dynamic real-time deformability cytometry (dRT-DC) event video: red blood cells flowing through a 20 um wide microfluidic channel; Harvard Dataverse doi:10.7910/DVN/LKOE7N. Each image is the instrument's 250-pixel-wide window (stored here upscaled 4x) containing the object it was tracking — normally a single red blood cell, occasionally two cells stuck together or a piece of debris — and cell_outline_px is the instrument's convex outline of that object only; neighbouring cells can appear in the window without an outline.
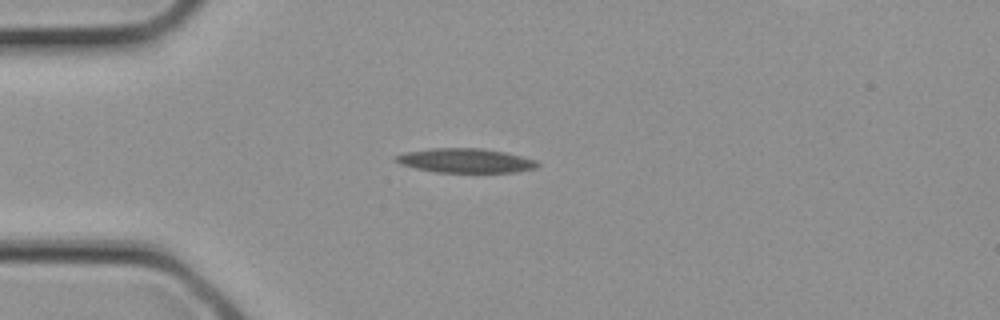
{"species": "common noctule bat (a hibernating species)", "species_latin": "Nyctalus noctula", "temperature_condition": "cold", "stored_images_in_passage": 9, "camera_frame_rate_fps": 3000, "um_per_image_px": 0.085, "animal": {"sex": "female", "body_mass_g": 21.9}, "frame": {"image": 1, "passage_image": 6, "time_ms": 1.667, "image_size_px": [1000, 320], "cell_outline_px": [[540, 164], [536, 168], [516, 172], [436, 172], [416, 168], [400, 164], [392, 160], [392, 156], [404, 152], [432, 148], [480, 148], [504, 152], [536, 160]], "centroid_in_image_um": [39.51, 13.65], "position_along_channel_um": 45.5, "area_um2": 20.11}}
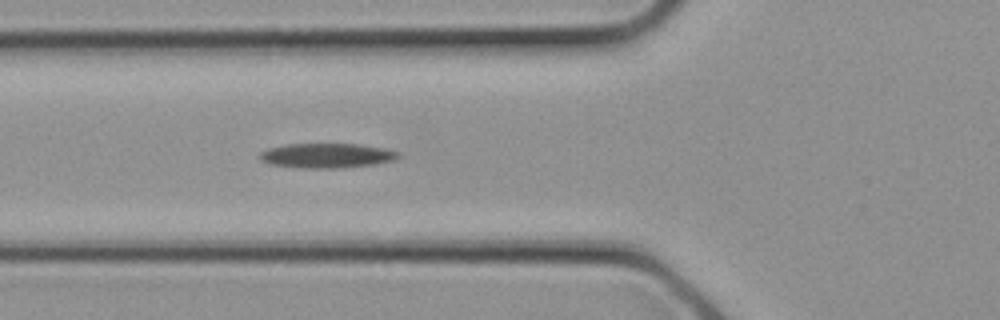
{"frame": {"image": 2, "passage_image": 9, "time_ms": 2.667, "image_size_px": [1000, 320], "cell_outline_px": [[400, 156], [396, 160], [376, 164], [340, 168], [300, 168], [268, 164], [260, 160], [260, 152], [268, 148], [284, 144], [360, 144], [384, 148], [400, 152]], "centroid_in_image_um": [27.78, 13.23], "position_along_channel_um": 98.0, "area_um2": 20.17}}